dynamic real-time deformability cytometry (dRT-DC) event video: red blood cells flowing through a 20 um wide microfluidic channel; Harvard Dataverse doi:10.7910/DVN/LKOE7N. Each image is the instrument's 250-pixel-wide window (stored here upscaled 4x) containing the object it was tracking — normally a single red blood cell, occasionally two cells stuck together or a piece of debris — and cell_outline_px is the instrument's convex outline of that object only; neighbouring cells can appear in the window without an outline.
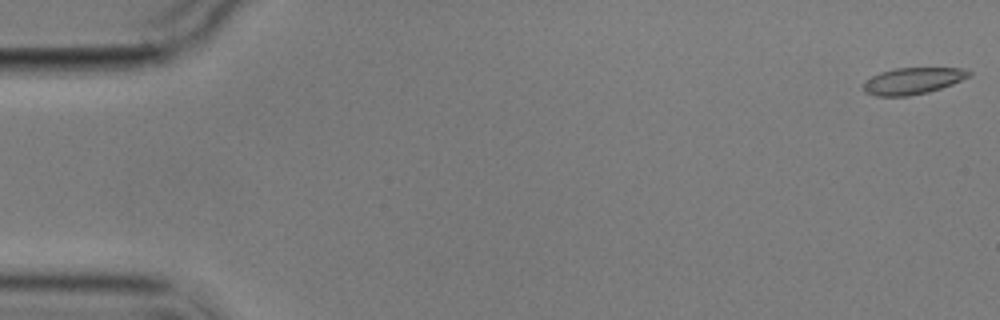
{"species": "common noctule bat (a hibernating species)", "species_latin": "Nyctalus noctula", "temperature_condition": "cold", "stored_images_in_passage": 5, "camera_frame_rate_fps": 3000, "um_per_image_px": 0.085, "animal": {"sex": "male", "body_mass_g": 17.9}, "frame": {"image": 1, "passage_image": 1, "time_ms": 0.0, "image_size_px": [1000, 320], "cell_outline_px": [[972, 76], [952, 84], [928, 92], [908, 96], [876, 96], [864, 92], [864, 84], [872, 76], [880, 72], [896, 68], [960, 68], [972, 72]], "centroid_in_image_um": [77.61, 6.87], "position_along_channel_um": 7.4, "area_um2": 16.24}}
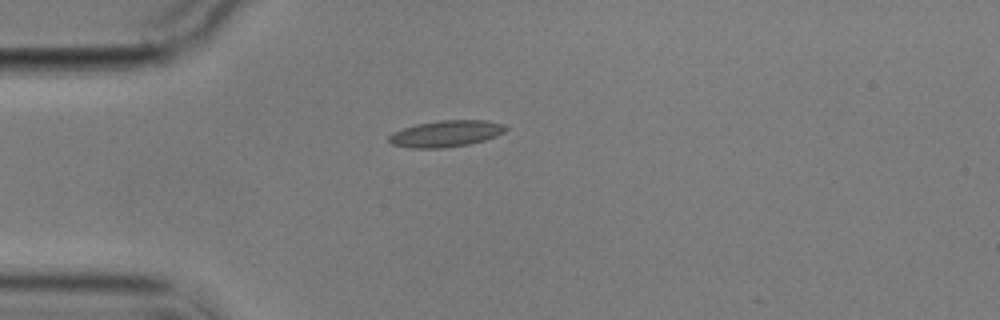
{"frame": {"image": 2, "passage_image": 5, "time_ms": 4.667, "image_size_px": [1000, 320], "cell_outline_px": [[508, 128], [504, 132], [496, 136], [484, 140], [468, 144], [444, 148], [412, 148], [392, 144], [388, 140], [388, 136], [392, 132], [416, 124], [440, 120], [488, 120], [504, 124]], "centroid_in_image_um": [37.91, 11.35], "position_along_channel_um": 47.1, "area_um2": 18.03}}